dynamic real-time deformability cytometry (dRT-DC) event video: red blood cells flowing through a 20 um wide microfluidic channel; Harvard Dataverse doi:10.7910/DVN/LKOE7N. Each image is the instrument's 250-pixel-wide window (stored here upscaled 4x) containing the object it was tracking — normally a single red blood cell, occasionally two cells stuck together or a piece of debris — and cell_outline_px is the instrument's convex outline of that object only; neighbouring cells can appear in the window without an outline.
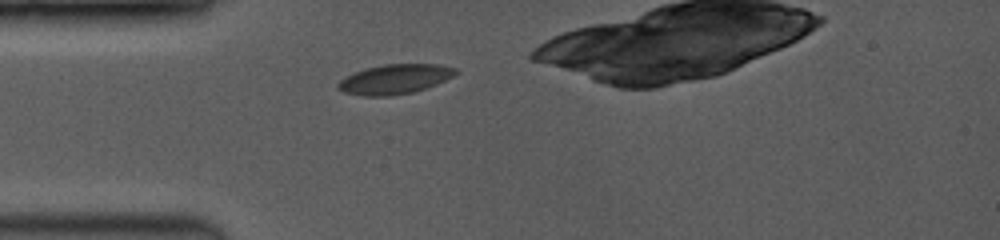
{"species": "common noctule bat (a hibernating species)", "species_latin": "Nyctalus noctula", "temperature_condition": "room temperature", "stored_images_in_passage": 1, "camera_frame_rate_fps": 3500, "um_per_image_px": 0.085, "animal": {"sex": "female", "body_mass_g": 19.0, "forearm_length_mm": 53.3}, "frame": {"image": 1, "passage_image": 1, "time_ms": 0.0, "image_size_px": [1000, 240], "cell_outline_px": [[460, 72], [436, 84], [412, 92], [392, 96], [360, 96], [344, 92], [336, 88], [336, 84], [340, 80], [356, 72], [368, 68], [384, 64], [436, 64], [456, 68]], "centroid_in_image_um": [33.54, 6.74], "position_along_channel_um": 51.5, "area_um2": 20.17}}